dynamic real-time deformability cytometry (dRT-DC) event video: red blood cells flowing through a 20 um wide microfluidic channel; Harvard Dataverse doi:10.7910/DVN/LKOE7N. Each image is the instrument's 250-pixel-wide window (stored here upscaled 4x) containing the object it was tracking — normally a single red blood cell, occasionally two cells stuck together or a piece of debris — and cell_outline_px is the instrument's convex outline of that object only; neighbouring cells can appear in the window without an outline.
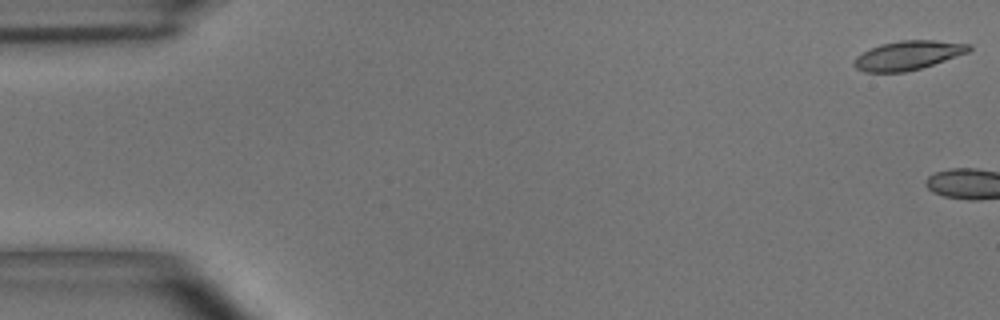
{"species": "common noctule bat (a hibernating species)", "species_latin": "Nyctalus noctula", "temperature_condition": "room temperature", "stored_images_in_passage": 4, "camera_frame_rate_fps": 3000, "um_per_image_px": 0.085, "animal": {"sex": "male", "body_mass_g": 15.6}, "frame": {"image": 1, "passage_image": 1, "time_ms": 0.0, "image_size_px": [1000, 320], "cell_outline_px": [[972, 48], [968, 52], [920, 68], [904, 72], [864, 72], [856, 68], [852, 64], [856, 56], [880, 44], [900, 40], [936, 40], [972, 44]], "centroid_in_image_um": [77.17, 4.69], "position_along_channel_um": 7.8, "area_um2": 19.31}}